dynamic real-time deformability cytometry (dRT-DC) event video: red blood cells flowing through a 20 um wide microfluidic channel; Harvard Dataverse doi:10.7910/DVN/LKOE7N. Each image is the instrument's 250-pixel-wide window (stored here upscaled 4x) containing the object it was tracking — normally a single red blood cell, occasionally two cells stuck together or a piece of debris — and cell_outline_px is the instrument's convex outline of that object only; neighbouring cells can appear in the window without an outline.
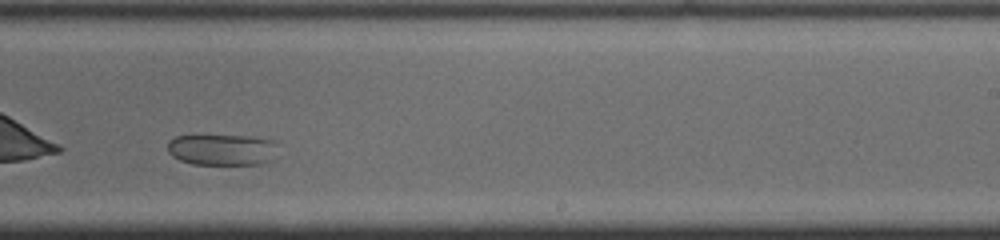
{"species": "common noctule bat (a hibernating species)", "species_latin": "Nyctalus noctula", "temperature_condition": "cold", "stored_images_in_passage": 35, "camera_frame_rate_fps": 3000, "um_per_image_px": 0.085, "animal": {"sex": "male", "body_mass_g": 19.0, "forearm_length_mm": 50.8}, "frame": {"image": 1, "passage_image": 20, "time_ms": 6.333, "image_size_px": [1000, 240], "cell_outline_px": [[280, 144], [276, 160], [264, 164], [192, 164], [180, 160], [172, 156], [168, 152], [168, 140], [176, 136], [248, 136], [276, 140]], "centroid_in_image_um": [19.01, 12.73], "position_along_channel_um": 270.0, "area_um2": 20.63}}